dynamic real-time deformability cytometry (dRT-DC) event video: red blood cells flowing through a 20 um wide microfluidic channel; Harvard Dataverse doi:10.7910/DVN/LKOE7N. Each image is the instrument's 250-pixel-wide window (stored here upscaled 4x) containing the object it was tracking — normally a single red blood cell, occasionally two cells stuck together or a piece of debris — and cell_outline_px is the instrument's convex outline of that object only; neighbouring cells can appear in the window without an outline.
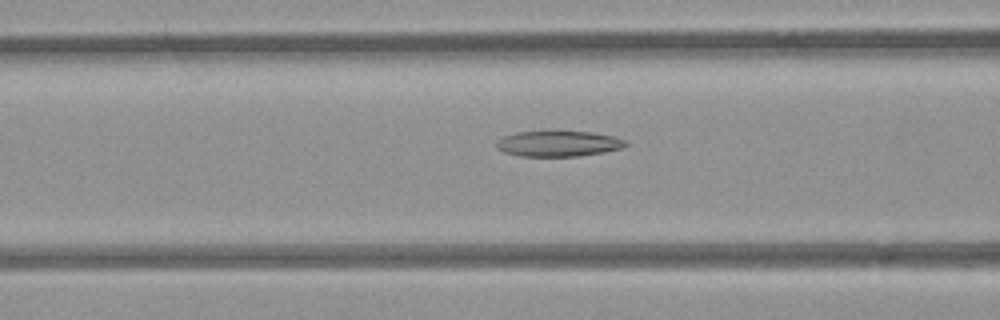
{"species": "common noctule bat (a hibernating species)", "species_latin": "Nyctalus noctula", "temperature_condition": "room temperature", "stored_images_in_passage": 54, "camera_frame_rate_fps": 3000, "um_per_image_px": 0.085, "animal": {"sex": "female", "body_mass_g": 21.9}, "frame": {"image": 1, "passage_image": 22, "time_ms": 7.0, "image_size_px": [1000, 320], "cell_outline_px": [[628, 144], [620, 148], [604, 152], [580, 156], [520, 156], [504, 152], [496, 148], [496, 140], [504, 136], [516, 132], [592, 132], [612, 136], [624, 140]], "centroid_in_image_um": [47.42, 12.22], "position_along_channel_um": 119.2, "area_um2": 19.07}}
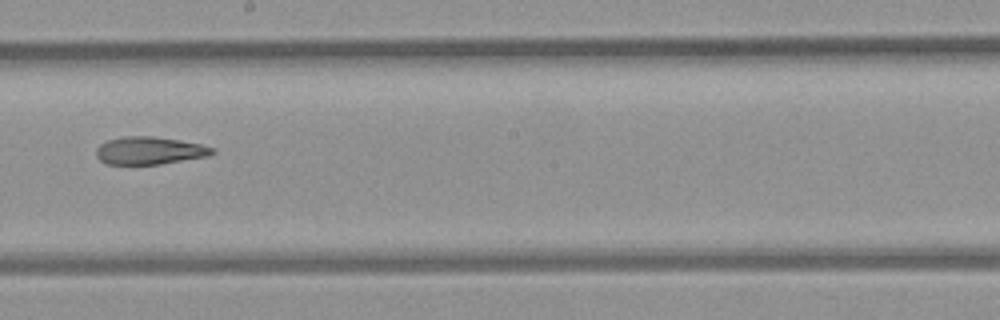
{"frame": {"image": 2, "passage_image": 31, "time_ms": 10.0, "image_size_px": [1000, 320], "cell_outline_px": [[216, 152], [208, 156], [160, 164], [108, 164], [100, 160], [96, 156], [96, 148], [100, 144], [108, 140], [124, 136], [152, 136], [180, 140], [200, 144], [216, 148]], "centroid_in_image_um": [12.72, 12.8], "position_along_channel_um": 235.5, "area_um2": 18.73}}
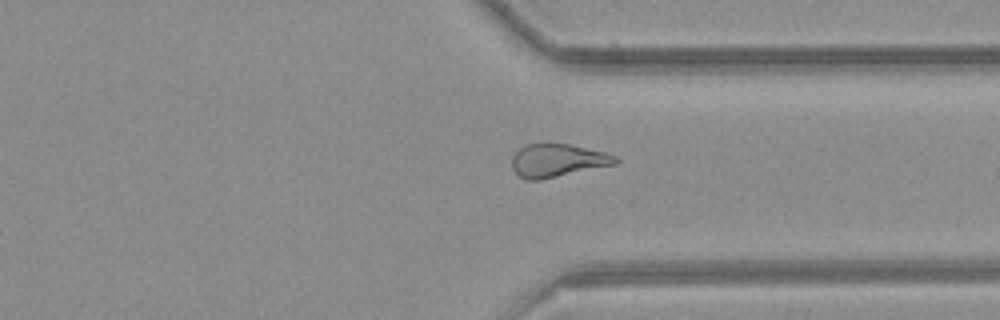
{"frame": {"image": 3, "passage_image": 41, "time_ms": 13.333, "image_size_px": [1000, 320], "cell_outline_px": [[620, 160], [616, 164], [540, 180], [524, 180], [512, 168], [512, 156], [524, 144], [568, 144], [604, 152], [616, 156]], "centroid_in_image_um": [47.38, 13.65], "position_along_channel_um": 364.0, "area_um2": 19.83}, "authors_computed_cell_mechanics": {"area_um2": 21.4149, "velocity_mm_per_s": 3.8734, "shape_relaxation_time_tau1_ms": null, "shape_relaxation_time_tau2_ms": 3.0823, "deformation_change_tau1": null, "deformation_change_tau2": 0.1255}}